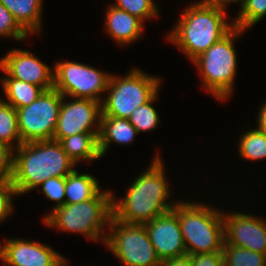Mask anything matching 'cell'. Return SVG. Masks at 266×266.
I'll return each instance as SVG.
<instances>
[{
  "label": "cell",
  "mask_w": 266,
  "mask_h": 266,
  "mask_svg": "<svg viewBox=\"0 0 266 266\" xmlns=\"http://www.w3.org/2000/svg\"><path fill=\"white\" fill-rule=\"evenodd\" d=\"M161 158L156 155L150 167L131 184L126 196L116 201L113 196V217L128 224H145L173 210L177 203H167L169 186Z\"/></svg>",
  "instance_id": "obj_1"
},
{
  "label": "cell",
  "mask_w": 266,
  "mask_h": 266,
  "mask_svg": "<svg viewBox=\"0 0 266 266\" xmlns=\"http://www.w3.org/2000/svg\"><path fill=\"white\" fill-rule=\"evenodd\" d=\"M13 155L12 184L17 196L51 177H66L76 165L56 140L22 143Z\"/></svg>",
  "instance_id": "obj_2"
},
{
  "label": "cell",
  "mask_w": 266,
  "mask_h": 266,
  "mask_svg": "<svg viewBox=\"0 0 266 266\" xmlns=\"http://www.w3.org/2000/svg\"><path fill=\"white\" fill-rule=\"evenodd\" d=\"M224 17L225 11L192 4L182 13L167 38L193 61L234 28V24H228Z\"/></svg>",
  "instance_id": "obj_3"
},
{
  "label": "cell",
  "mask_w": 266,
  "mask_h": 266,
  "mask_svg": "<svg viewBox=\"0 0 266 266\" xmlns=\"http://www.w3.org/2000/svg\"><path fill=\"white\" fill-rule=\"evenodd\" d=\"M173 211L178 215L187 255L222 252L224 213L205 204L187 201L177 202Z\"/></svg>",
  "instance_id": "obj_4"
},
{
  "label": "cell",
  "mask_w": 266,
  "mask_h": 266,
  "mask_svg": "<svg viewBox=\"0 0 266 266\" xmlns=\"http://www.w3.org/2000/svg\"><path fill=\"white\" fill-rule=\"evenodd\" d=\"M112 202L110 191H100L87 201L55 207L44 217V222L61 230L79 232L95 241L101 239V229L113 216Z\"/></svg>",
  "instance_id": "obj_5"
},
{
  "label": "cell",
  "mask_w": 266,
  "mask_h": 266,
  "mask_svg": "<svg viewBox=\"0 0 266 266\" xmlns=\"http://www.w3.org/2000/svg\"><path fill=\"white\" fill-rule=\"evenodd\" d=\"M240 28L234 27L220 41L200 54L192 62L203 76V86L217 99L224 100L232 93L236 74L237 57L234 39L241 34Z\"/></svg>",
  "instance_id": "obj_6"
},
{
  "label": "cell",
  "mask_w": 266,
  "mask_h": 266,
  "mask_svg": "<svg viewBox=\"0 0 266 266\" xmlns=\"http://www.w3.org/2000/svg\"><path fill=\"white\" fill-rule=\"evenodd\" d=\"M159 78L133 69L126 77L110 76L107 99L101 102L102 115L128 119L137 107L159 91Z\"/></svg>",
  "instance_id": "obj_7"
},
{
  "label": "cell",
  "mask_w": 266,
  "mask_h": 266,
  "mask_svg": "<svg viewBox=\"0 0 266 266\" xmlns=\"http://www.w3.org/2000/svg\"><path fill=\"white\" fill-rule=\"evenodd\" d=\"M108 225L112 230L104 234L103 243L124 266H160L144 224H128L112 216Z\"/></svg>",
  "instance_id": "obj_8"
},
{
  "label": "cell",
  "mask_w": 266,
  "mask_h": 266,
  "mask_svg": "<svg viewBox=\"0 0 266 266\" xmlns=\"http://www.w3.org/2000/svg\"><path fill=\"white\" fill-rule=\"evenodd\" d=\"M62 99L63 95L53 88L29 105L16 109L22 143L53 139Z\"/></svg>",
  "instance_id": "obj_9"
},
{
  "label": "cell",
  "mask_w": 266,
  "mask_h": 266,
  "mask_svg": "<svg viewBox=\"0 0 266 266\" xmlns=\"http://www.w3.org/2000/svg\"><path fill=\"white\" fill-rule=\"evenodd\" d=\"M110 74L77 62H57L54 89L63 96L102 102L99 94L107 90Z\"/></svg>",
  "instance_id": "obj_10"
},
{
  "label": "cell",
  "mask_w": 266,
  "mask_h": 266,
  "mask_svg": "<svg viewBox=\"0 0 266 266\" xmlns=\"http://www.w3.org/2000/svg\"><path fill=\"white\" fill-rule=\"evenodd\" d=\"M64 99L65 96L62 99L53 140L59 141L82 132H100L101 102L76 98L67 103ZM95 123L98 129L95 126L96 130H93Z\"/></svg>",
  "instance_id": "obj_11"
},
{
  "label": "cell",
  "mask_w": 266,
  "mask_h": 266,
  "mask_svg": "<svg viewBox=\"0 0 266 266\" xmlns=\"http://www.w3.org/2000/svg\"><path fill=\"white\" fill-rule=\"evenodd\" d=\"M225 213V243L266 255V223L252 215Z\"/></svg>",
  "instance_id": "obj_12"
},
{
  "label": "cell",
  "mask_w": 266,
  "mask_h": 266,
  "mask_svg": "<svg viewBox=\"0 0 266 266\" xmlns=\"http://www.w3.org/2000/svg\"><path fill=\"white\" fill-rule=\"evenodd\" d=\"M144 225L161 262L187 254L178 215L173 210Z\"/></svg>",
  "instance_id": "obj_13"
},
{
  "label": "cell",
  "mask_w": 266,
  "mask_h": 266,
  "mask_svg": "<svg viewBox=\"0 0 266 266\" xmlns=\"http://www.w3.org/2000/svg\"><path fill=\"white\" fill-rule=\"evenodd\" d=\"M0 68L7 77L41 86L45 91L54 88V71L27 50H11L0 59Z\"/></svg>",
  "instance_id": "obj_14"
},
{
  "label": "cell",
  "mask_w": 266,
  "mask_h": 266,
  "mask_svg": "<svg viewBox=\"0 0 266 266\" xmlns=\"http://www.w3.org/2000/svg\"><path fill=\"white\" fill-rule=\"evenodd\" d=\"M0 259L4 266H58L64 257L36 241L10 239L0 247Z\"/></svg>",
  "instance_id": "obj_15"
},
{
  "label": "cell",
  "mask_w": 266,
  "mask_h": 266,
  "mask_svg": "<svg viewBox=\"0 0 266 266\" xmlns=\"http://www.w3.org/2000/svg\"><path fill=\"white\" fill-rule=\"evenodd\" d=\"M106 30L116 42L129 44L136 41L143 31L144 23L136 16L120 10L113 5L107 9Z\"/></svg>",
  "instance_id": "obj_16"
},
{
  "label": "cell",
  "mask_w": 266,
  "mask_h": 266,
  "mask_svg": "<svg viewBox=\"0 0 266 266\" xmlns=\"http://www.w3.org/2000/svg\"><path fill=\"white\" fill-rule=\"evenodd\" d=\"M137 134L136 128L128 119L101 115L99 150L101 157L106 153L109 143L130 144Z\"/></svg>",
  "instance_id": "obj_17"
},
{
  "label": "cell",
  "mask_w": 266,
  "mask_h": 266,
  "mask_svg": "<svg viewBox=\"0 0 266 266\" xmlns=\"http://www.w3.org/2000/svg\"><path fill=\"white\" fill-rule=\"evenodd\" d=\"M99 132H82L62 138L58 142L68 157L76 164L82 160H95L101 157Z\"/></svg>",
  "instance_id": "obj_18"
},
{
  "label": "cell",
  "mask_w": 266,
  "mask_h": 266,
  "mask_svg": "<svg viewBox=\"0 0 266 266\" xmlns=\"http://www.w3.org/2000/svg\"><path fill=\"white\" fill-rule=\"evenodd\" d=\"M27 32L40 31L42 0H0Z\"/></svg>",
  "instance_id": "obj_19"
},
{
  "label": "cell",
  "mask_w": 266,
  "mask_h": 266,
  "mask_svg": "<svg viewBox=\"0 0 266 266\" xmlns=\"http://www.w3.org/2000/svg\"><path fill=\"white\" fill-rule=\"evenodd\" d=\"M99 182L89 174H79L75 169L65 177V204H74L94 198L99 192Z\"/></svg>",
  "instance_id": "obj_20"
},
{
  "label": "cell",
  "mask_w": 266,
  "mask_h": 266,
  "mask_svg": "<svg viewBox=\"0 0 266 266\" xmlns=\"http://www.w3.org/2000/svg\"><path fill=\"white\" fill-rule=\"evenodd\" d=\"M2 84L6 102L15 109L29 105L45 91L41 86L12 77L3 78Z\"/></svg>",
  "instance_id": "obj_21"
},
{
  "label": "cell",
  "mask_w": 266,
  "mask_h": 266,
  "mask_svg": "<svg viewBox=\"0 0 266 266\" xmlns=\"http://www.w3.org/2000/svg\"><path fill=\"white\" fill-rule=\"evenodd\" d=\"M13 140H17L16 148L22 144L18 129L17 112L14 107L0 99V142L5 143L11 149H15L13 148Z\"/></svg>",
  "instance_id": "obj_22"
},
{
  "label": "cell",
  "mask_w": 266,
  "mask_h": 266,
  "mask_svg": "<svg viewBox=\"0 0 266 266\" xmlns=\"http://www.w3.org/2000/svg\"><path fill=\"white\" fill-rule=\"evenodd\" d=\"M224 266H266V255L248 249L229 245L224 242Z\"/></svg>",
  "instance_id": "obj_23"
},
{
  "label": "cell",
  "mask_w": 266,
  "mask_h": 266,
  "mask_svg": "<svg viewBox=\"0 0 266 266\" xmlns=\"http://www.w3.org/2000/svg\"><path fill=\"white\" fill-rule=\"evenodd\" d=\"M239 142L240 155L249 160L266 158V133L254 129L242 135Z\"/></svg>",
  "instance_id": "obj_24"
},
{
  "label": "cell",
  "mask_w": 266,
  "mask_h": 266,
  "mask_svg": "<svg viewBox=\"0 0 266 266\" xmlns=\"http://www.w3.org/2000/svg\"><path fill=\"white\" fill-rule=\"evenodd\" d=\"M157 93L146 103L140 105L128 118L129 122L136 128L137 133L155 129L159 123V116L152 102L156 101Z\"/></svg>",
  "instance_id": "obj_25"
},
{
  "label": "cell",
  "mask_w": 266,
  "mask_h": 266,
  "mask_svg": "<svg viewBox=\"0 0 266 266\" xmlns=\"http://www.w3.org/2000/svg\"><path fill=\"white\" fill-rule=\"evenodd\" d=\"M266 15V0H245L237 19L233 22L234 27L245 30L256 24Z\"/></svg>",
  "instance_id": "obj_26"
},
{
  "label": "cell",
  "mask_w": 266,
  "mask_h": 266,
  "mask_svg": "<svg viewBox=\"0 0 266 266\" xmlns=\"http://www.w3.org/2000/svg\"><path fill=\"white\" fill-rule=\"evenodd\" d=\"M113 6L138 17L143 22L148 18H155L158 14L157 5L153 0H117Z\"/></svg>",
  "instance_id": "obj_27"
},
{
  "label": "cell",
  "mask_w": 266,
  "mask_h": 266,
  "mask_svg": "<svg viewBox=\"0 0 266 266\" xmlns=\"http://www.w3.org/2000/svg\"><path fill=\"white\" fill-rule=\"evenodd\" d=\"M28 33L14 19L11 12L0 3V36H13L18 41H23Z\"/></svg>",
  "instance_id": "obj_28"
},
{
  "label": "cell",
  "mask_w": 266,
  "mask_h": 266,
  "mask_svg": "<svg viewBox=\"0 0 266 266\" xmlns=\"http://www.w3.org/2000/svg\"><path fill=\"white\" fill-rule=\"evenodd\" d=\"M39 186H42V191L49 200L57 202L55 207L65 204V177L48 178Z\"/></svg>",
  "instance_id": "obj_29"
},
{
  "label": "cell",
  "mask_w": 266,
  "mask_h": 266,
  "mask_svg": "<svg viewBox=\"0 0 266 266\" xmlns=\"http://www.w3.org/2000/svg\"><path fill=\"white\" fill-rule=\"evenodd\" d=\"M14 195H17V191L11 181L0 182V222L12 212Z\"/></svg>",
  "instance_id": "obj_30"
},
{
  "label": "cell",
  "mask_w": 266,
  "mask_h": 266,
  "mask_svg": "<svg viewBox=\"0 0 266 266\" xmlns=\"http://www.w3.org/2000/svg\"><path fill=\"white\" fill-rule=\"evenodd\" d=\"M13 149L0 142V182L11 181L13 177Z\"/></svg>",
  "instance_id": "obj_31"
},
{
  "label": "cell",
  "mask_w": 266,
  "mask_h": 266,
  "mask_svg": "<svg viewBox=\"0 0 266 266\" xmlns=\"http://www.w3.org/2000/svg\"><path fill=\"white\" fill-rule=\"evenodd\" d=\"M192 266H224L222 252L189 255Z\"/></svg>",
  "instance_id": "obj_32"
},
{
  "label": "cell",
  "mask_w": 266,
  "mask_h": 266,
  "mask_svg": "<svg viewBox=\"0 0 266 266\" xmlns=\"http://www.w3.org/2000/svg\"><path fill=\"white\" fill-rule=\"evenodd\" d=\"M231 2H241V8L245 2V0H201L198 2V4L202 5V6H207V7H213L215 9H219L224 11L225 10V5L226 3H231Z\"/></svg>",
  "instance_id": "obj_33"
},
{
  "label": "cell",
  "mask_w": 266,
  "mask_h": 266,
  "mask_svg": "<svg viewBox=\"0 0 266 266\" xmlns=\"http://www.w3.org/2000/svg\"><path fill=\"white\" fill-rule=\"evenodd\" d=\"M160 266H192V264L190 256L186 254L184 256L164 260L160 263Z\"/></svg>",
  "instance_id": "obj_34"
},
{
  "label": "cell",
  "mask_w": 266,
  "mask_h": 266,
  "mask_svg": "<svg viewBox=\"0 0 266 266\" xmlns=\"http://www.w3.org/2000/svg\"><path fill=\"white\" fill-rule=\"evenodd\" d=\"M266 103V102H265ZM261 107L258 114V129L266 133V104Z\"/></svg>",
  "instance_id": "obj_35"
},
{
  "label": "cell",
  "mask_w": 266,
  "mask_h": 266,
  "mask_svg": "<svg viewBox=\"0 0 266 266\" xmlns=\"http://www.w3.org/2000/svg\"><path fill=\"white\" fill-rule=\"evenodd\" d=\"M66 260L64 259L58 266H66Z\"/></svg>",
  "instance_id": "obj_36"
}]
</instances>
